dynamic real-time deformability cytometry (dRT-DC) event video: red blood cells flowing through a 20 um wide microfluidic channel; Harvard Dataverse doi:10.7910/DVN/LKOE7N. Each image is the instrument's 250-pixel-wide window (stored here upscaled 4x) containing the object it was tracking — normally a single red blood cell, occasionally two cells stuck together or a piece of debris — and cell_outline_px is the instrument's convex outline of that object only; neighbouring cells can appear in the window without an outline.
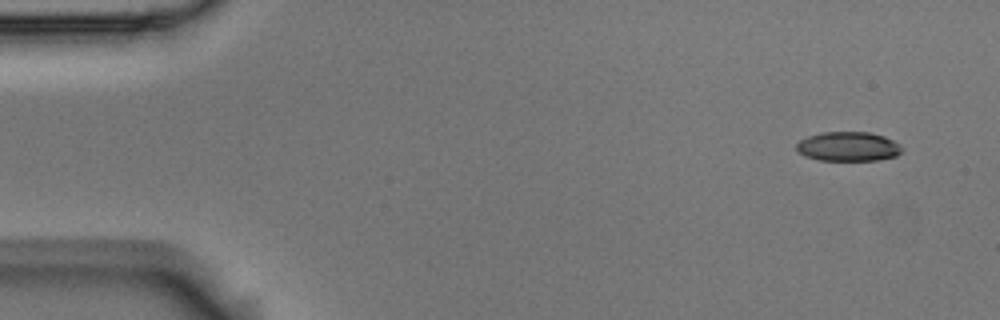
{"species": "Egyptian fruit bat (a non-hibernating species)", "species_latin": "Rousettus aegyptiacus", "temperature_condition": "room temperature", "stored_images_in_passage": 5, "camera_frame_rate_fps": 3000, "um_per_image_px": 0.085, "animal": {"sex": "male"}, "frame": {"image": 1, "passage_image": 1, "time_ms": 0.0, "image_size_px": [1000, 320], "cell_outline_px": [[900, 152], [896, 156], [876, 160], [820, 160], [804, 156], [796, 152], [796, 144], [800, 140], [808, 136], [820, 132], [868, 132], [884, 136], [900, 144]], "centroid_in_image_um": [72.04, 12.45], "position_along_channel_um": 13.0, "area_um2": 18.03}}
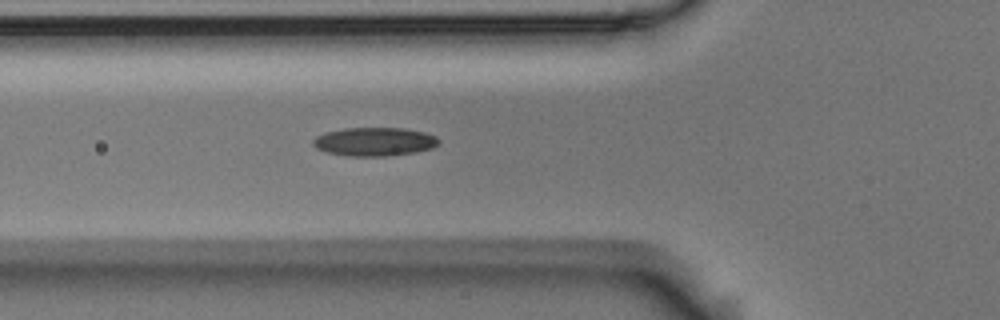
{"frame": {"image": 2, "passage_image": 5, "time_ms": 1.333, "image_size_px": [1000, 320], "cell_outline_px": [[440, 144], [432, 148], [416, 152], [388, 156], [348, 156], [328, 152], [316, 148], [312, 144], [312, 140], [316, 136], [324, 132], [344, 128], [404, 128], [424, 132], [436, 136], [440, 140]], "centroid_in_image_um": [31.84, 12.04], "position_along_channel_um": 94.0, "area_um2": 21.1}}